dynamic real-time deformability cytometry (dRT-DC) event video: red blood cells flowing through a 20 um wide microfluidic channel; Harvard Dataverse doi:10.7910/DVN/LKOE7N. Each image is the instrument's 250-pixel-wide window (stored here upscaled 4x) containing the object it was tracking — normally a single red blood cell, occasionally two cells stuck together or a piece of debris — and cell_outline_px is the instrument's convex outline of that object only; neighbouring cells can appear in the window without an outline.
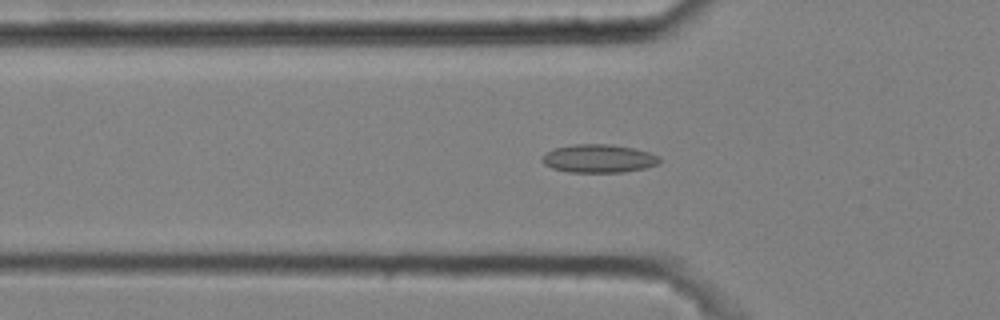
{"species": "common noctule bat (a hibernating species)", "species_latin": "Nyctalus noctula", "temperature_condition": "cold", "stored_images_in_passage": 52, "camera_frame_rate_fps": 3000, "um_per_image_px": 0.085, "animal": {"sex": "male", "body_mass_g": 20.4}, "frame": {"image": 1, "passage_image": 17, "time_ms": 5.333, "image_size_px": [1000, 320], "cell_outline_px": [[660, 160], [656, 164], [644, 168], [624, 172], [568, 172], [552, 168], [544, 164], [540, 160], [544, 152], [556, 148], [576, 144], [612, 144], [632, 148], [648, 152], [660, 156]], "centroid_in_image_um": [50.85, 13.47], "position_along_channel_um": 75.0, "area_um2": 19.31}}
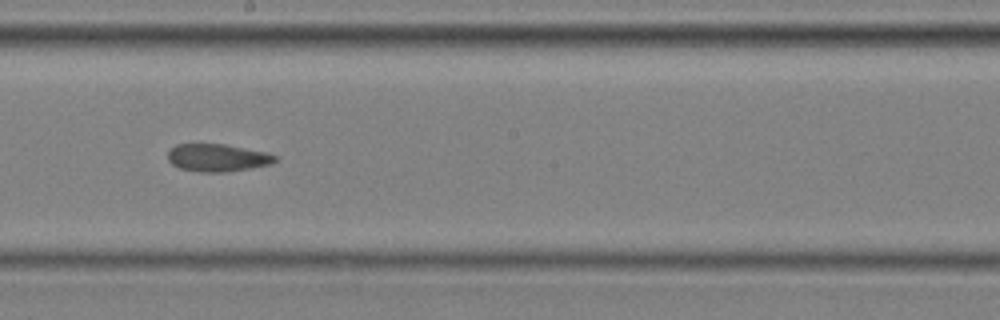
{"frame": {"image": 2, "passage_image": 30, "time_ms": 9.667, "image_size_px": [1000, 320], "cell_outline_px": [[276, 160], [272, 164], [228, 172], [200, 172], [180, 168], [172, 164], [168, 160], [168, 152], [176, 144], [224, 144], [264, 152], [276, 156]], "centroid_in_image_um": [18.46, 13.41], "position_along_channel_um": 229.7, "area_um2": 17.11}}
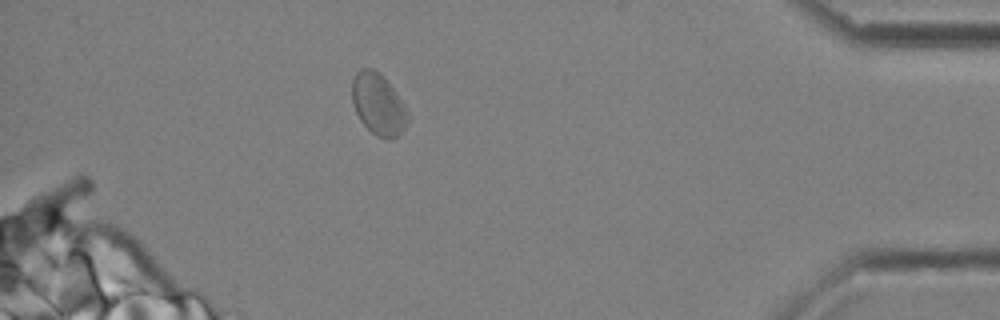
{"frame": {"image": 3, "passage_image": 48, "time_ms": 15.667, "image_size_px": [1000, 320], "cell_outline_px": [[408, 124], [392, 140], [388, 140], [376, 136], [360, 120], [356, 112], [352, 100], [352, 80], [356, 72], [360, 68], [372, 68], [384, 76], [408, 112]], "centroid_in_image_um": [32.14, 8.86], "position_along_channel_um": 403.1, "area_um2": 19.83}, "authors_computed_cell_mechanics": {"area_um2": 19.1607, "velocity_mm_per_s": 3.5667, "shape_relaxation_time_tau1_ms": null, "shape_relaxation_time_tau2_ms": 7.0564, "deformation_change_tau1": null, "deformation_change_tau2": 0.115}}